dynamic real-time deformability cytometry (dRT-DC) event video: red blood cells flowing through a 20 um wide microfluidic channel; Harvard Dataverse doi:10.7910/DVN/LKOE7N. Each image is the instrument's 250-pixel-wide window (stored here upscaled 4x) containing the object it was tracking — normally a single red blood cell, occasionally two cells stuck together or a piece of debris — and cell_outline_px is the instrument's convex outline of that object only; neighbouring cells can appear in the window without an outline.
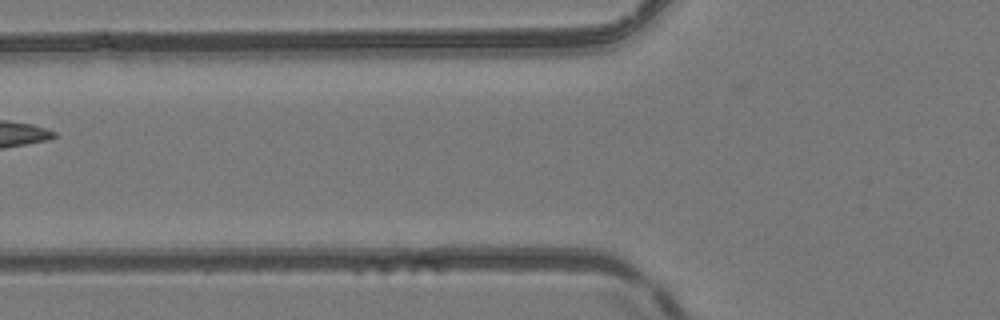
{"species": "common noctule bat (a hibernating species)", "species_latin": "Nyctalus noctula", "temperature_condition": "room temperature", "stored_images_in_passage": 5, "camera_frame_rate_fps": 3000, "um_per_image_px": 0.085, "animal": {"sex": "female", "body_mass_g": 24.6, "forearm_length_mm": 56.2}, "frame": {"image": 1, "passage_image": 5, "time_ms": 4.667, "image_size_px": [1000, 320], "cell_outline_px": [[592, 44], [548, 56], [496, 56], [448, 44], [532, 36], [564, 36]], "centroid_in_image_um": [44.6, 3.91], "position_along_channel_um": 81.2, "area_um2": 13.58}}